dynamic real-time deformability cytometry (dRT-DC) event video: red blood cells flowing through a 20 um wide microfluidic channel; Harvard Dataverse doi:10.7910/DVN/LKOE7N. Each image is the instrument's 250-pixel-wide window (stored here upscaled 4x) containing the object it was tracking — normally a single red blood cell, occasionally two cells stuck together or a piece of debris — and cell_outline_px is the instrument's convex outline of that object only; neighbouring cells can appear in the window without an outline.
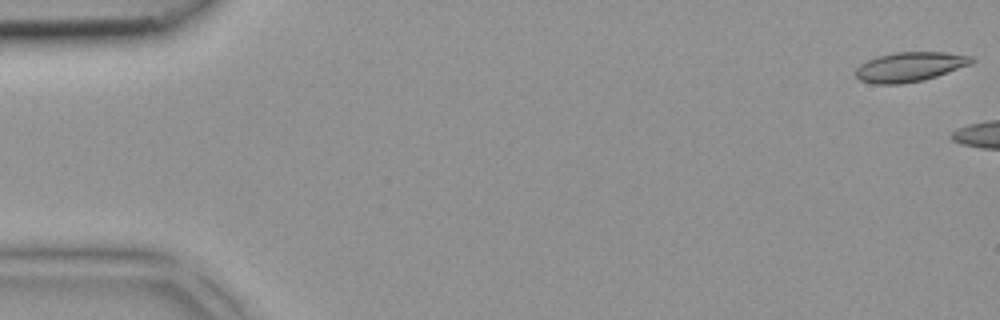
{"species": "common noctule bat (a hibernating species)", "species_latin": "Nyctalus noctula", "temperature_condition": "room temperature", "stored_images_in_passage": 4, "camera_frame_rate_fps": 3000, "um_per_image_px": 0.085, "animal": {"sex": "female", "body_mass_g": 18.4}, "frame": {"image": 1, "passage_image": 1, "time_ms": 0.0, "image_size_px": [1000, 320], "cell_outline_px": [[976, 60], [972, 64], [924, 80], [900, 84], [876, 84], [860, 80], [856, 76], [856, 68], [860, 64], [868, 60], [880, 56], [896, 52], [944, 52], [972, 56]], "centroid_in_image_um": [77.36, 5.68], "position_along_channel_um": 7.6, "area_um2": 19.88}}